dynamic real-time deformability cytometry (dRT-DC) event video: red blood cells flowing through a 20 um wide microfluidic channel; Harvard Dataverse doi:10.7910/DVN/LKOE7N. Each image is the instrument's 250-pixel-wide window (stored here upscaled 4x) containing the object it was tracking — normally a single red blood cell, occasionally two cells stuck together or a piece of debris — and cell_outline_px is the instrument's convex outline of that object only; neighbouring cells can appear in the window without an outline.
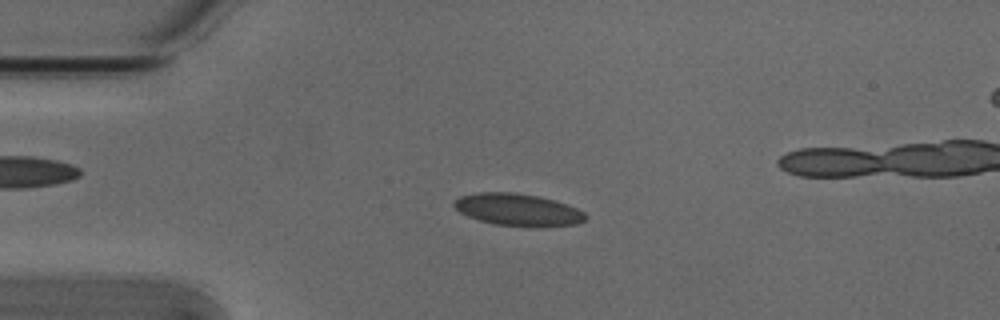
{"species": "Egyptian fruit bat (a non-hibernating species)", "species_latin": "Rousettus aegyptiacus", "temperature_condition": "cold", "stored_images_in_passage": 5, "camera_frame_rate_fps": 3000, "um_per_image_px": 0.085, "animal": {"sex": "male"}, "frame": {"image": 1, "passage_image": 2, "time_ms": 0.333, "image_size_px": [1000, 320], "cell_outline_px": [[588, 216], [580, 224], [540, 228], [528, 228], [496, 224], [480, 220], [468, 216], [460, 212], [452, 204], [460, 196], [480, 192], [512, 192], [540, 196], [576, 208], [584, 212]], "centroid_in_image_um": [44.06, 17.85], "position_along_channel_um": 40.9, "area_um2": 24.91}}
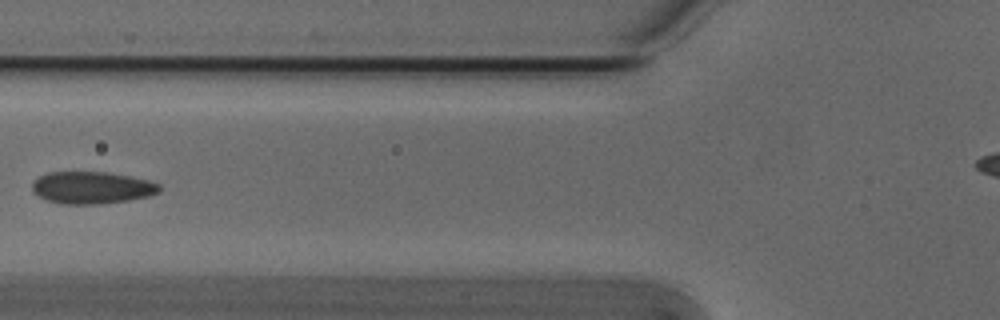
{"frame": {"image": 2, "passage_image": 4, "time_ms": 1.0, "image_size_px": [1000, 320], "cell_outline_px": [[160, 192], [148, 196], [128, 200], [100, 204], [60, 204], [48, 200], [32, 192], [32, 180], [48, 172], [104, 172], [128, 176], [148, 180], [160, 184]], "centroid_in_image_um": [7.78, 15.95], "position_along_channel_um": 118.0, "area_um2": 23.81}}